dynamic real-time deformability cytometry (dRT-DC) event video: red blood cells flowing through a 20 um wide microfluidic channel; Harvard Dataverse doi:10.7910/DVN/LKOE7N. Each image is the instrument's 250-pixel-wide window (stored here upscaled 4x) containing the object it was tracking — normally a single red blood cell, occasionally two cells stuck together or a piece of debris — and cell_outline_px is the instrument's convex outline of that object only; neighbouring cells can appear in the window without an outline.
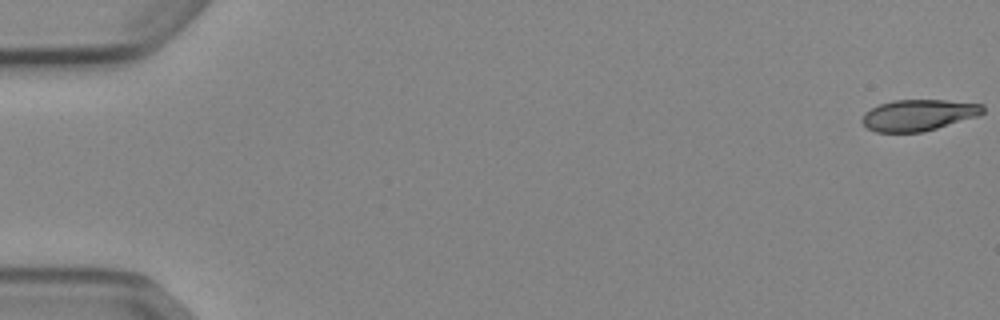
{"species": "Egyptian fruit bat (a non-hibernating species)", "species_latin": "Rousettus aegyptiacus", "temperature_condition": "cold", "stored_images_in_passage": 53, "camera_frame_rate_fps": 3000, "um_per_image_px": 0.085, "animal": {"sex": "female"}, "frame": {"image": 1, "passage_image": 1, "time_ms": 0.0, "image_size_px": [1000, 320], "cell_outline_px": [[984, 112], [980, 116], [924, 132], [876, 132], [868, 128], [860, 120], [864, 112], [880, 104], [892, 100], [944, 100], [984, 104]], "centroid_in_image_um": [78.1, 9.78], "position_along_channel_um": 6.9, "area_um2": 22.2}}
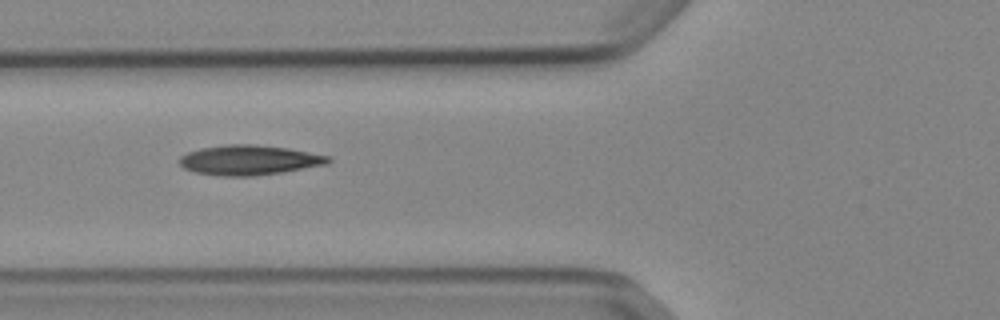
{"frame": {"image": 2, "passage_image": 21, "time_ms": 6.667, "image_size_px": [1000, 320], "cell_outline_px": [[332, 160], [328, 164], [284, 172], [252, 176], [224, 176], [196, 172], [184, 168], [176, 160], [180, 156], [188, 152], [200, 148], [228, 144], [252, 144], [288, 148], [332, 156]], "centroid_in_image_um": [21.2, 13.6], "position_along_channel_um": 104.6, "area_um2": 26.07}}
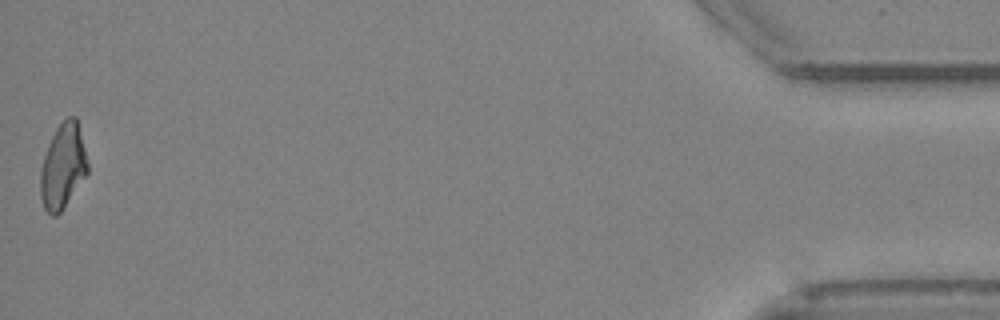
{"frame": {"image": 3, "passage_image": 53, "time_ms": 17.333, "image_size_px": [1000, 320], "cell_outline_px": [[88, 172], [60, 212], [56, 216], [52, 216], [44, 208], [40, 196], [40, 172], [44, 156], [48, 144], [56, 128], [68, 116], [76, 116], [88, 164]], "centroid_in_image_um": [5.33, 14.13], "position_along_channel_um": 429.9, "area_um2": 23.0}, "authors_computed_cell_mechanics": {"area_um2": 23.9292, "velocity_mm_per_s": 3.8931, "shape_relaxation_time_tau1_ms": 7.423, "shape_relaxation_time_tau2_ms": 3.4535, "deformation_change_tau1": 0.1923, "deformation_change_tau2": 0.1125}}